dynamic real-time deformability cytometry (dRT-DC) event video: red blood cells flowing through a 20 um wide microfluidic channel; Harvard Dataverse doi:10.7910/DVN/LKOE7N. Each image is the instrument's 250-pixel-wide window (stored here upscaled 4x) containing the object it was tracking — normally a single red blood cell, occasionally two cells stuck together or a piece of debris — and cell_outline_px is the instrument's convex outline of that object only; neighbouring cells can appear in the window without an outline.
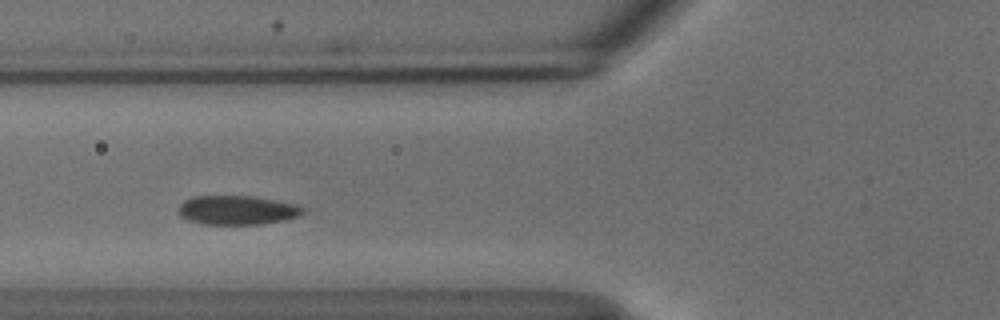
{"species": "common noctule bat (a hibernating species)", "species_latin": "Nyctalus noctula", "temperature_condition": "cold", "stored_images_in_passage": 38, "camera_frame_rate_fps": 3000, "um_per_image_px": 0.085, "animal": {"sex": "male", "body_mass_g": 18.8}, "frame": {"image": 1, "passage_image": 5, "time_ms": 1.333, "image_size_px": [1000, 320], "cell_outline_px": [[304, 212], [296, 216], [284, 220], [260, 224], [204, 224], [188, 220], [180, 216], [176, 208], [184, 200], [192, 196], [256, 196], [300, 204], [304, 208]], "centroid_in_image_um": [20.15, 17.84], "position_along_channel_um": 105.7, "area_um2": 21.39}}
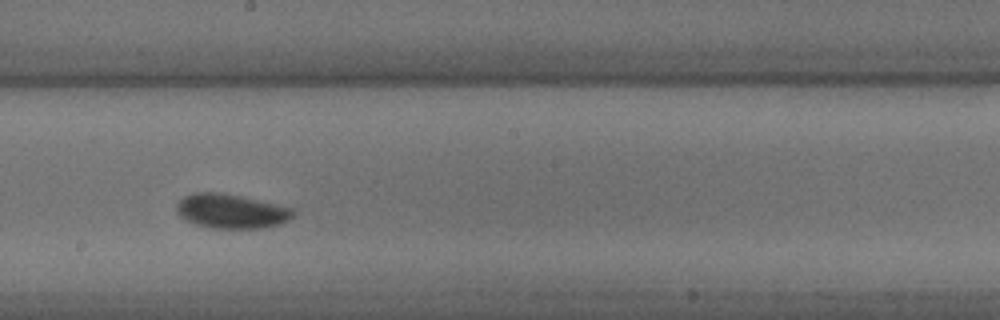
{"frame": {"image": 2, "passage_image": 15, "time_ms": 4.667, "image_size_px": [1000, 320], "cell_outline_px": [[296, 212], [284, 224], [264, 228], [208, 228], [184, 220], [180, 216], [176, 208], [176, 204], [184, 196], [192, 192], [216, 192], [240, 196], [276, 204], [292, 208]], "centroid_in_image_um": [19.65, 17.96], "position_along_channel_um": 228.6, "area_um2": 23.47}}
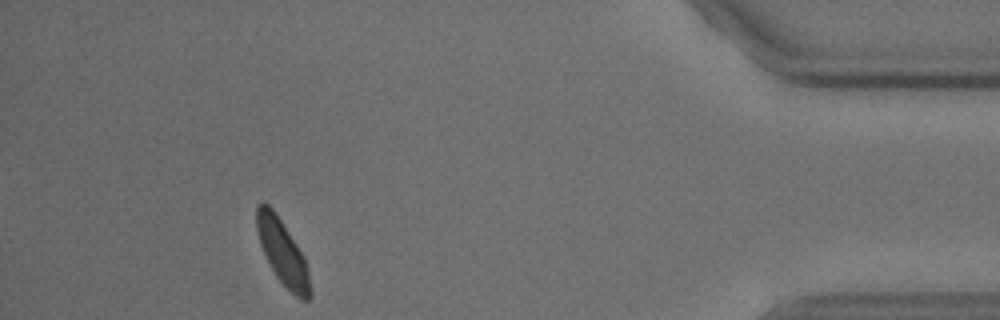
{"frame": {"image": 3, "passage_image": 34, "time_ms": 11.0, "image_size_px": [1000, 320], "cell_outline_px": [[312, 296], [308, 300], [300, 300], [276, 276], [260, 244], [256, 228], [256, 208], [264, 200], [272, 208], [296, 244], [304, 260], [312, 292]], "centroid_in_image_um": [24.0, 21.44], "position_along_channel_um": 411.2, "area_um2": 19.48}, "authors_computed_cell_mechanics": {"area_um2": 21.386, "velocity_mm_per_s": 3.6932, "shape_relaxation_time_tau1_ms": 3.0688, "shape_relaxation_time_tau2_ms": null, "deformation_change_tau1": 0.0841, "deformation_change_tau2": null}}